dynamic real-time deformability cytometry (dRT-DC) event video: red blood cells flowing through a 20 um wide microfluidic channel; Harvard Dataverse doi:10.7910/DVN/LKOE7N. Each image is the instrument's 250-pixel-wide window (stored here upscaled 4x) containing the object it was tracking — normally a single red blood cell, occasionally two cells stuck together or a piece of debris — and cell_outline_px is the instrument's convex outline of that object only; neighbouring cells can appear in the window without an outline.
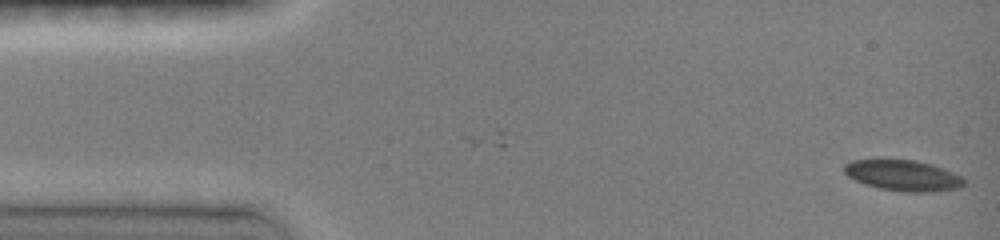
{"species": "common noctule bat (a hibernating species)", "species_latin": "Nyctalus noctula", "temperature_condition": "room temperature", "stored_images_in_passage": 5, "camera_frame_rate_fps": 3000, "um_per_image_px": 0.085, "animal": {"sex": "female", "body_mass_g": 19.0, "forearm_length_mm": 51.5}, "frame": {"image": 1, "passage_image": 5, "time_ms": 1.667, "image_size_px": [1000, 240], "cell_outline_px": [[964, 184], [960, 188], [928, 192], [904, 192], [880, 188], [864, 184], [848, 176], [844, 172], [844, 164], [852, 160], [916, 160], [932, 164], [944, 168], [964, 176]], "centroid_in_image_um": [76.8, 14.91], "position_along_channel_um": 8.2, "area_um2": 21.56}}